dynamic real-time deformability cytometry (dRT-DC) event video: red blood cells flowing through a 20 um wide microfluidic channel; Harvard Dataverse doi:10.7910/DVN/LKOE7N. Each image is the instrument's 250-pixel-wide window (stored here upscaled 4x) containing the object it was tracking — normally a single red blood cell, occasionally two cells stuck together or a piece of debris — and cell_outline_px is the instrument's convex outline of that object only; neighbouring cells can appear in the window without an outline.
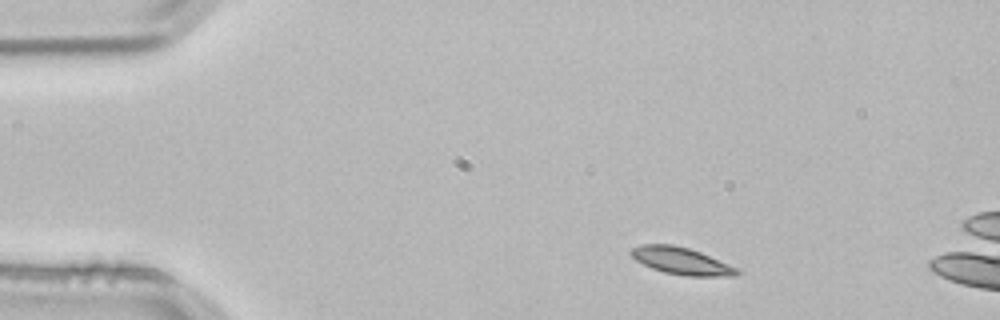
{"species": "common noctule bat (a hibernating species)", "species_latin": "Nyctalus noctula", "temperature_condition": "room temperature", "stored_images_in_passage": 2, "camera_frame_rate_fps": 3000, "um_per_image_px": 0.085, "animal": {"sex": "male", "body_mass_g": 21.5, "forearm_length_mm": 52.0}, "frame": {"image": 1, "passage_image": 1, "time_ms": 0.0, "image_size_px": [1000, 320], "cell_outline_px": [[740, 272], [736, 276], [684, 276], [664, 272], [652, 268], [636, 260], [628, 252], [632, 248], [640, 244], [672, 244], [688, 248], [700, 252], [728, 264], [736, 268]], "centroid_in_image_um": [57.88, 22.18], "position_along_channel_um": 27.1, "area_um2": 16.59}}